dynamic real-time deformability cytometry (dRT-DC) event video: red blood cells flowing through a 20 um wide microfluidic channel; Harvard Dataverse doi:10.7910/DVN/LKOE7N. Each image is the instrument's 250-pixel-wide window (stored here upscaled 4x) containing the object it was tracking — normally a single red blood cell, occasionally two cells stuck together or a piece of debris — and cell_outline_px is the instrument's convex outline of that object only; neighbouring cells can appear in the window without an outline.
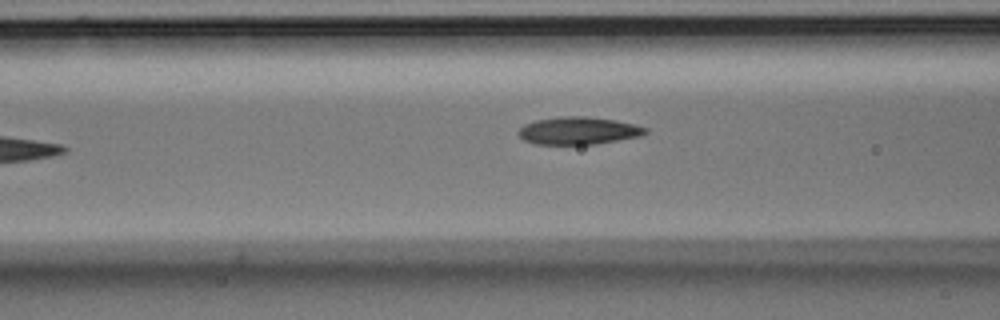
{"species": "Egyptian fruit bat (a non-hibernating species)", "species_latin": "Rousettus aegyptiacus", "temperature_condition": "room temperature", "stored_images_in_passage": 6, "camera_frame_rate_fps": 3000, "um_per_image_px": 0.085, "animal": {"sex": "male"}, "frame": {"image": 1, "passage_image": 6, "time_ms": 1.667, "image_size_px": [1000, 320], "cell_outline_px": [[648, 132], [640, 136], [596, 144], [532, 144], [524, 140], [516, 132], [524, 124], [536, 120], [560, 116], [588, 116], [616, 120], [648, 128]], "centroid_in_image_um": [49.14, 11.1], "position_along_channel_um": 117.5, "area_um2": 20.46}}